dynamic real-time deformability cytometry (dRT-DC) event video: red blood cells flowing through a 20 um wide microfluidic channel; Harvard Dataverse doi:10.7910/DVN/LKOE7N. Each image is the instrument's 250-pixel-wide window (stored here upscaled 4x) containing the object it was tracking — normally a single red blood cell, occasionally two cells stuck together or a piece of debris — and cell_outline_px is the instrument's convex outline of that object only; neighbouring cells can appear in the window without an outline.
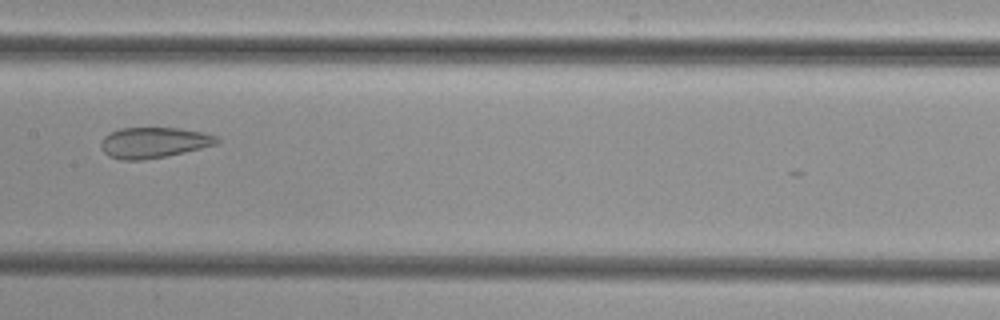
{"species": "common noctule bat (a hibernating species)", "species_latin": "Nyctalus noctula", "temperature_condition": "cold", "stored_images_in_passage": 8, "camera_frame_rate_fps": 3000, "um_per_image_px": 0.085, "animal": {"sex": "female", "body_mass_g": 29.2, "forearm_length_mm": 56.3}, "frame": {"image": 1, "passage_image": 7, "time_ms": 2.0, "image_size_px": [1000, 320], "cell_outline_px": [[220, 140], [216, 144], [184, 152], [144, 160], [120, 160], [108, 156], [104, 152], [100, 144], [104, 136], [108, 132], [120, 128], [180, 128], [204, 132], [216, 136]], "centroid_in_image_um": [13.03, 12.11], "position_along_channel_um": 194.4, "area_um2": 20.75}}